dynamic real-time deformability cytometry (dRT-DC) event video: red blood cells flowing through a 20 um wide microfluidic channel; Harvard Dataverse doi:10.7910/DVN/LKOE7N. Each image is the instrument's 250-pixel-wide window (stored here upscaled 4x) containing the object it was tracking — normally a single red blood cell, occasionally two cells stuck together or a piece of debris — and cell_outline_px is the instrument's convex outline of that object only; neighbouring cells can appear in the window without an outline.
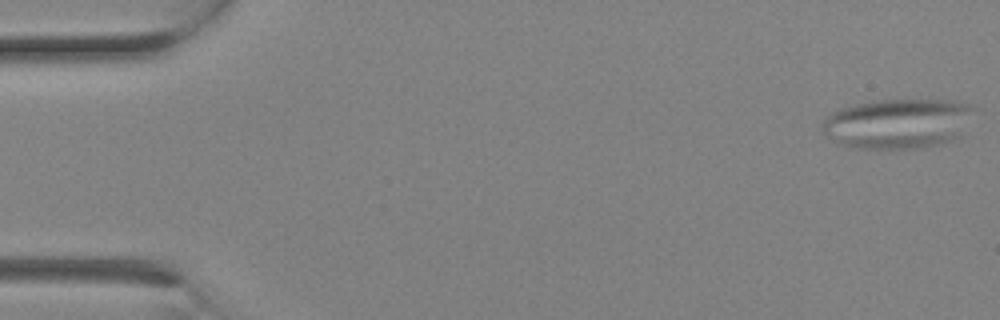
{"species": "Egyptian fruit bat (a non-hibernating species)", "species_latin": "Rousettus aegyptiacus", "temperature_condition": "room temperature", "stored_images_in_passage": 25, "camera_frame_rate_fps": 3000, "um_per_image_px": 0.085, "animal": {"sex": "female"}, "frame": {"image": 1, "passage_image": 1, "time_ms": 0.0, "image_size_px": [1000, 320], "cell_outline_px": [[976, 108], [956, 136], [940, 144], [924, 148], [848, 148], [828, 136], [820, 128], [824, 120], [832, 112], [840, 108], [856, 104], [880, 100], [956, 100], [972, 104]], "centroid_in_image_um": [76.29, 10.49], "position_along_channel_um": 8.7, "area_um2": 43.75}}
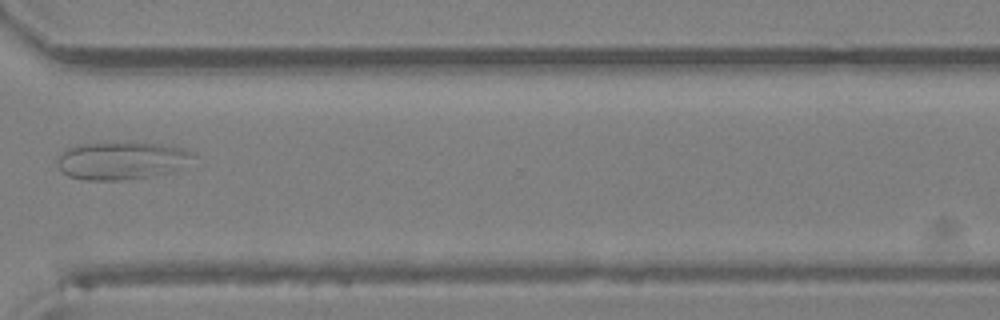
{"frame": {"image": 2, "passage_image": 19, "time_ms": 6.0, "image_size_px": [1000, 320], "cell_outline_px": [[196, 156], [172, 172], [124, 180], [88, 180], [68, 176], [60, 172], [56, 164], [56, 160], [68, 148], [76, 144], [172, 144], [192, 152]], "centroid_in_image_um": [10.31, 13.67], "position_along_channel_um": 360.3, "area_um2": 29.42}}
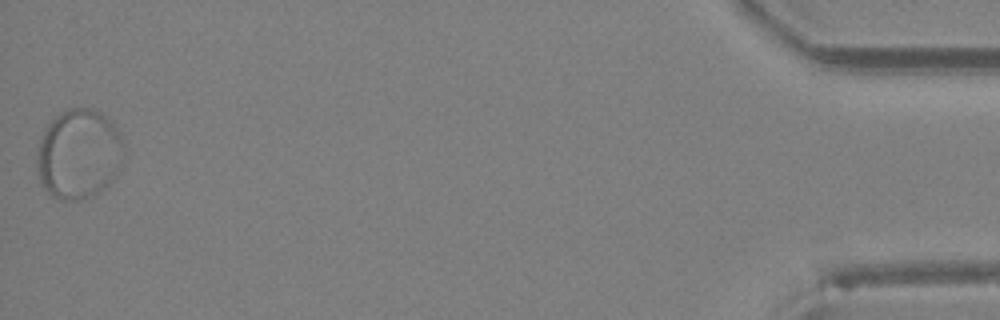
{"frame": {"image": 3, "passage_image": 25, "time_ms": 8.0, "image_size_px": [1000, 320], "cell_outline_px": [[124, 152], [120, 168], [112, 180], [104, 188], [92, 196], [80, 200], [60, 200], [52, 196], [40, 184], [36, 164], [36, 156], [40, 140], [48, 124], [56, 116], [68, 108], [88, 108], [100, 112], [112, 120], [120, 132], [124, 144]], "centroid_in_image_um": [6.71, 13.1], "position_along_channel_um": 428.5, "area_um2": 45.95}}